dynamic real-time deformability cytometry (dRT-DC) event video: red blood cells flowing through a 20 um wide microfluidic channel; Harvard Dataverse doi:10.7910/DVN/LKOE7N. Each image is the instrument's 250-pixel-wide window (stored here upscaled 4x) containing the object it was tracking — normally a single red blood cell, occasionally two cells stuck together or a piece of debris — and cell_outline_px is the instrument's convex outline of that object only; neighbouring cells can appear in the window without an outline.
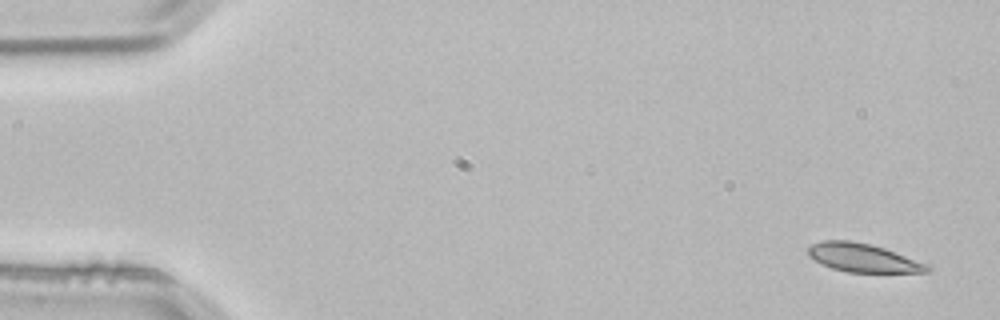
{"species": "common noctule bat (a hibernating species)", "species_latin": "Nyctalus noctula", "temperature_condition": "room temperature", "stored_images_in_passage": 3, "camera_frame_rate_fps": 3000, "um_per_image_px": 0.085, "animal": {"sex": "male", "body_mass_g": 21.5, "forearm_length_mm": 52.0}, "frame": {"image": 1, "passage_image": 1, "time_ms": 0.0, "image_size_px": [1000, 320], "cell_outline_px": [[932, 268], [928, 272], [848, 272], [832, 268], [808, 256], [808, 248], [812, 244], [820, 240], [852, 240], [884, 248], [932, 264]], "centroid_in_image_um": [73.42, 21.91], "position_along_channel_um": 11.6, "area_um2": 19.88}}
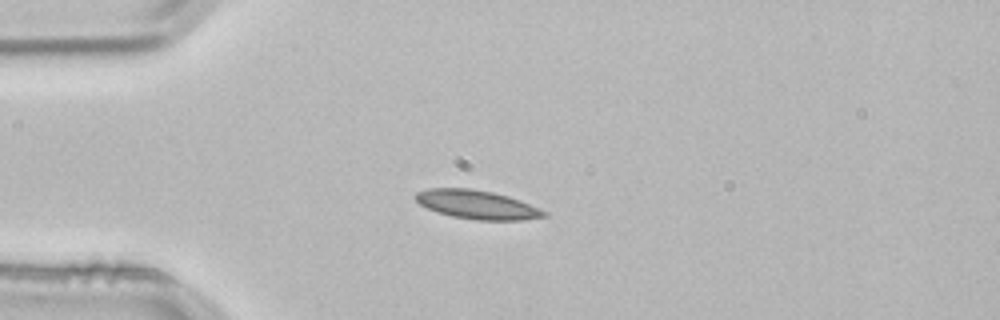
{"frame": {"image": 2, "passage_image": 3, "time_ms": 0.667, "image_size_px": [1000, 320], "cell_outline_px": [[548, 216], [524, 220], [476, 220], [452, 216], [436, 212], [420, 204], [416, 200], [416, 192], [428, 188], [468, 188], [492, 192], [508, 196], [520, 200], [540, 208], [548, 212]], "centroid_in_image_um": [40.58, 17.4], "position_along_channel_um": 44.4, "area_um2": 21.56}}